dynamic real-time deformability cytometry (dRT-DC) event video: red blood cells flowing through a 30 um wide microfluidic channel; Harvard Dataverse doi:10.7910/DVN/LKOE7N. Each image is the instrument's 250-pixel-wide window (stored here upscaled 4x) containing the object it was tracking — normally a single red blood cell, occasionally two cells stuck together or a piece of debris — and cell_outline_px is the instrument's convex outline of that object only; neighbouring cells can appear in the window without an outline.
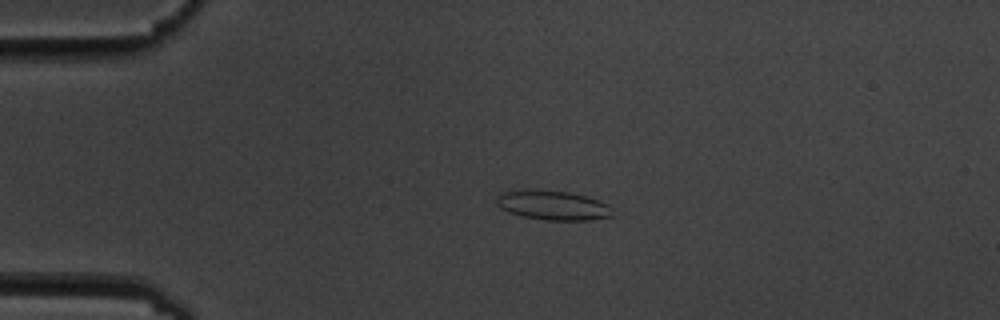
{"species": "common noctule bat (a hibernating species)", "species_latin": "Nyctalus noctula", "temperature_condition": "cold", "stored_images_in_passage": 5, "camera_frame_rate_fps": 3000, "um_per_image_px": 0.085, "animal": {"sex": "male", "body_mass_g": 19.5, "forearm_length_mm": 54.6}, "frame": {"image": 1, "passage_image": 4, "time_ms": 3.333, "image_size_px": [1000, 320], "cell_outline_px": [[616, 216], [588, 220], [544, 220], [520, 216], [508, 212], [500, 208], [496, 204], [496, 196], [500, 192], [508, 188], [524, 188], [568, 192], [600, 200], [608, 204], [612, 208]], "centroid_in_image_um": [46.93, 17.43], "position_along_channel_um": 38.1, "area_um2": 20.69}}